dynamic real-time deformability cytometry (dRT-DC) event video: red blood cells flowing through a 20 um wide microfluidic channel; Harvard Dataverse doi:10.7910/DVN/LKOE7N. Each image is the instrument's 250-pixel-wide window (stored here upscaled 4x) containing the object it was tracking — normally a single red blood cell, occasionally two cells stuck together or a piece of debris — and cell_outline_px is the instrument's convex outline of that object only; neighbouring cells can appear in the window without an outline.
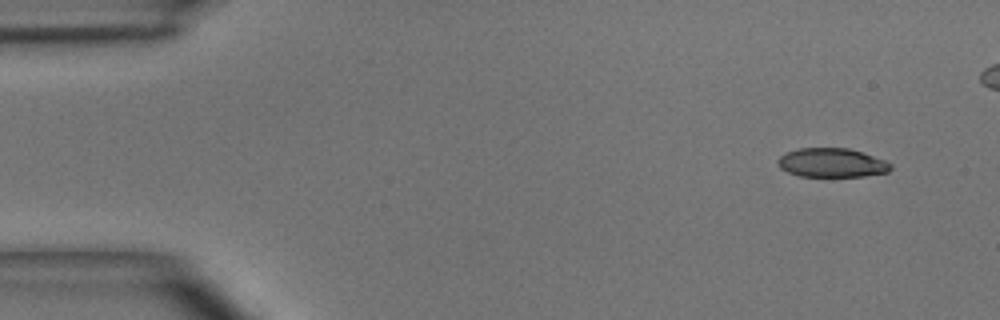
{"species": "common noctule bat (a hibernating species)", "species_latin": "Nyctalus noctula", "temperature_condition": "room temperature", "stored_images_in_passage": 42, "camera_frame_rate_fps": 3000, "um_per_image_px": 0.085, "animal": {"sex": "male", "body_mass_g": 15.6}, "frame": {"image": 1, "passage_image": 1, "time_ms": 0.0, "image_size_px": [1000, 320], "cell_outline_px": [[892, 168], [888, 172], [864, 176], [800, 176], [788, 172], [780, 168], [776, 160], [784, 152], [800, 148], [848, 148], [884, 160], [892, 164]], "centroid_in_image_um": [70.67, 13.83], "position_along_channel_um": 14.3, "area_um2": 19.02}}
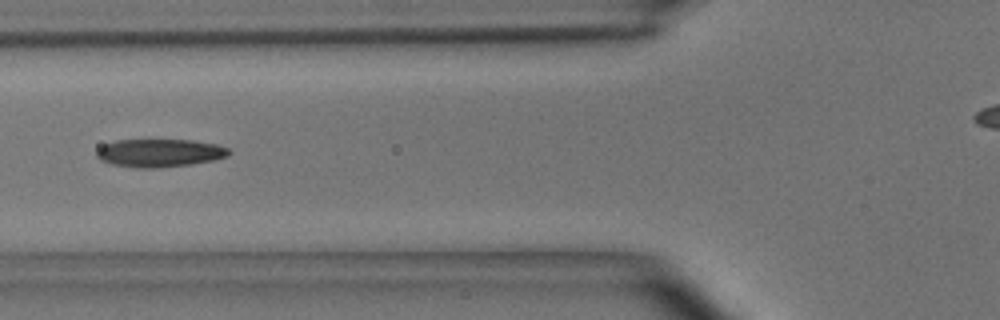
{"frame": {"image": 2, "passage_image": 16, "time_ms": 5.0, "image_size_px": [1000, 320], "cell_outline_px": [[232, 152], [228, 156], [212, 160], [192, 164], [160, 168], [136, 168], [112, 164], [100, 160], [96, 156], [96, 152], [104, 144], [116, 140], [192, 140], [216, 144], [228, 148]], "centroid_in_image_um": [13.57, 13.0], "position_along_channel_um": 112.2, "area_um2": 21.68}}
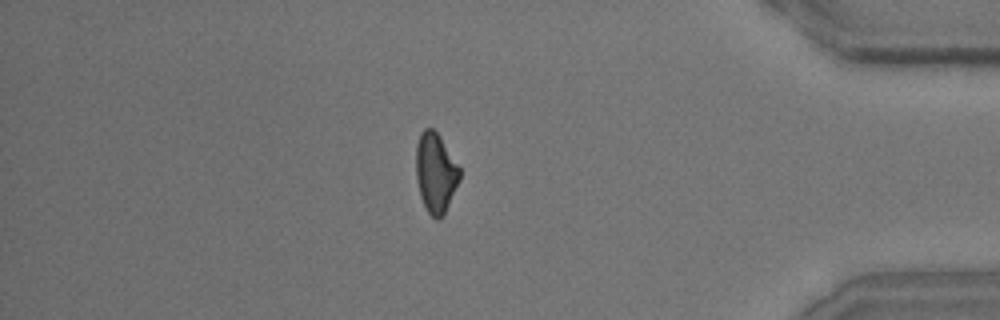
{"frame": {"image": 3, "passage_image": 40, "time_ms": 13.0, "image_size_px": [1000, 320], "cell_outline_px": [[460, 180], [444, 216], [436, 220], [428, 212], [420, 196], [416, 176], [416, 144], [420, 132], [424, 128], [432, 128], [440, 136], [460, 168]], "centroid_in_image_um": [37.03, 14.69], "position_along_channel_um": 398.2, "area_um2": 20.4}}